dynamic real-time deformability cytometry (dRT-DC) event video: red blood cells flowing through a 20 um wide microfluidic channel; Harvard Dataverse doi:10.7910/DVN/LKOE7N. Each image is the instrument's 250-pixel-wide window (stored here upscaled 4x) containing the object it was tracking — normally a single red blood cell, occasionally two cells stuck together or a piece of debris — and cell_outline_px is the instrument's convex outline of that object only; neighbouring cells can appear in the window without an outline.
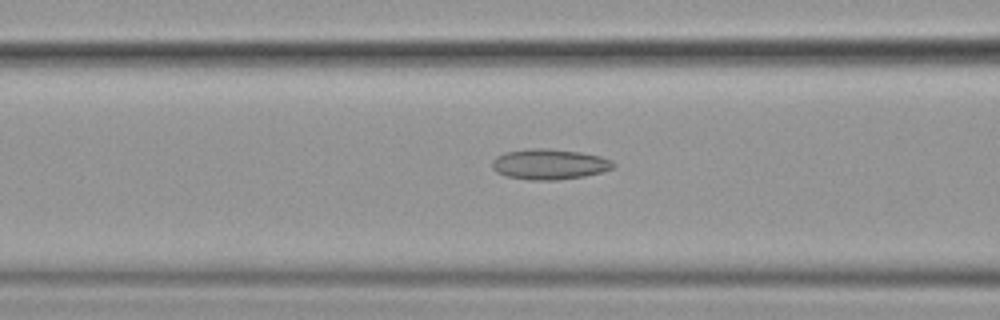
{"species": "common noctule bat (a hibernating species)", "species_latin": "Nyctalus noctula", "temperature_condition": "cold", "stored_images_in_passage": 45, "camera_frame_rate_fps": 3000, "um_per_image_px": 0.085, "animal": {"sex": "female", "body_mass_g": 19.9}, "frame": {"image": 1, "passage_image": 22, "time_ms": 7.0, "image_size_px": [1000, 320], "cell_outline_px": [[616, 164], [612, 168], [600, 172], [584, 176], [556, 180], [532, 180], [508, 176], [496, 172], [492, 168], [492, 160], [496, 156], [504, 152], [532, 148], [548, 148], [580, 152], [600, 156], [612, 160]], "centroid_in_image_um": [46.68, 13.95], "position_along_channel_um": 119.9, "area_um2": 21.5}}
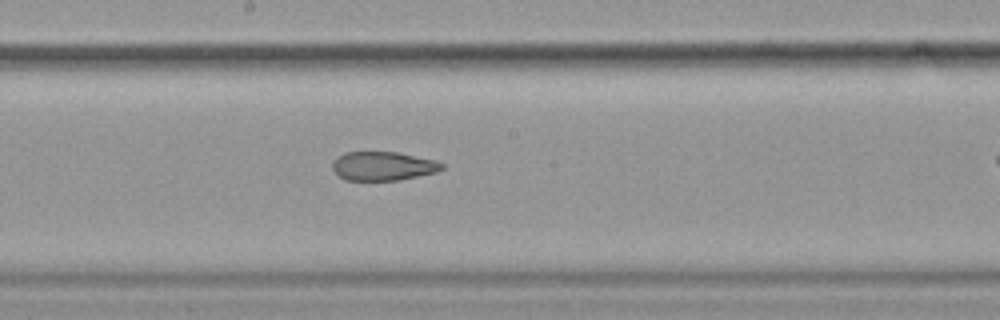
{"frame": {"image": 2, "passage_image": 30, "time_ms": 9.667, "image_size_px": [1000, 320], "cell_outline_px": [[444, 168], [436, 172], [400, 180], [344, 180], [336, 176], [332, 168], [332, 160], [344, 152], [396, 152], [436, 160], [444, 164]], "centroid_in_image_um": [32.52, 14.12], "position_along_channel_um": 215.7, "area_um2": 18.61}}
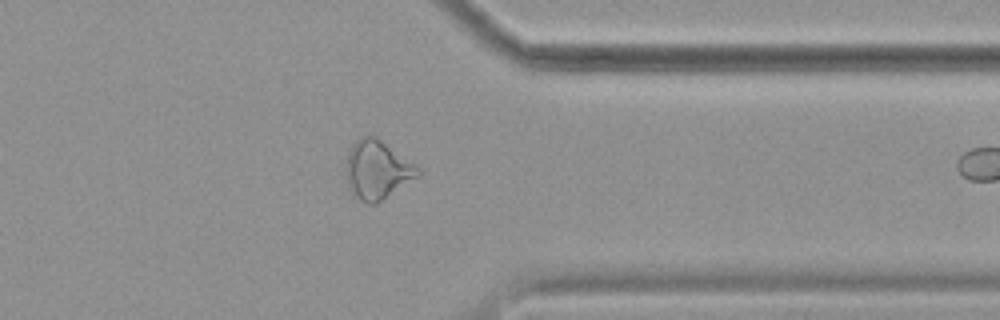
{"frame": {"image": 3, "passage_image": 44, "time_ms": 14.333, "image_size_px": [1000, 320], "cell_outline_px": [[420, 176], [376, 204], [368, 204], [352, 196], [348, 188], [344, 168], [348, 152], [352, 144], [360, 136], [372, 132], [416, 164], [420, 168]], "centroid_in_image_um": [32.04, 14.4], "position_along_channel_um": 379.4, "area_um2": 25.55}}